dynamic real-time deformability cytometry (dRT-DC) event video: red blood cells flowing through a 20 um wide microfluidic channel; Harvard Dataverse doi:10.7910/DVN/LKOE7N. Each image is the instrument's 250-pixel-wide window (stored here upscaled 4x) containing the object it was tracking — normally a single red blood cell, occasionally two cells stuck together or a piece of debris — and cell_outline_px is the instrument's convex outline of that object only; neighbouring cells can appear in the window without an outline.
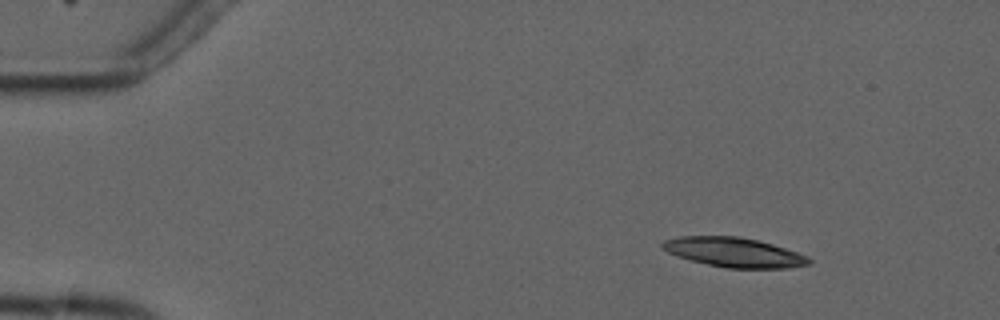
{"species": "common noctule bat (a hibernating species)", "species_latin": "Nyctalus noctula", "temperature_condition": "cold", "stored_images_in_passage": 3, "camera_frame_rate_fps": 3000, "um_per_image_px": 0.085, "animal": {"sex": "male", "forearm_length_mm": 52.5}, "frame": {"image": 1, "passage_image": 1, "time_ms": 0.0, "image_size_px": [1000, 320], "cell_outline_px": [[812, 264], [788, 268], [728, 268], [708, 264], [676, 256], [660, 248], [660, 244], [664, 240], [680, 236], [736, 236], [756, 240], [772, 244], [808, 256], [812, 260]], "centroid_in_image_um": [62.38, 21.45], "position_along_channel_um": 22.6, "area_um2": 25.14}}
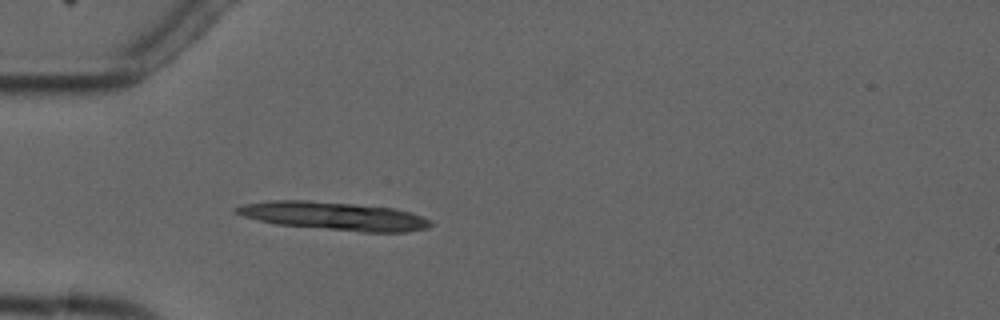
{"frame": {"image": 2, "passage_image": 3, "time_ms": 3.0, "image_size_px": [1000, 320], "cell_outline_px": [[432, 224], [428, 228], [408, 232], [364, 232], [276, 224], [244, 216], [236, 212], [232, 208], [244, 204], [272, 200], [308, 200], [396, 208], [432, 220]], "centroid_in_image_um": [28.42, 18.36], "position_along_channel_um": 56.6, "area_um2": 31.67}}